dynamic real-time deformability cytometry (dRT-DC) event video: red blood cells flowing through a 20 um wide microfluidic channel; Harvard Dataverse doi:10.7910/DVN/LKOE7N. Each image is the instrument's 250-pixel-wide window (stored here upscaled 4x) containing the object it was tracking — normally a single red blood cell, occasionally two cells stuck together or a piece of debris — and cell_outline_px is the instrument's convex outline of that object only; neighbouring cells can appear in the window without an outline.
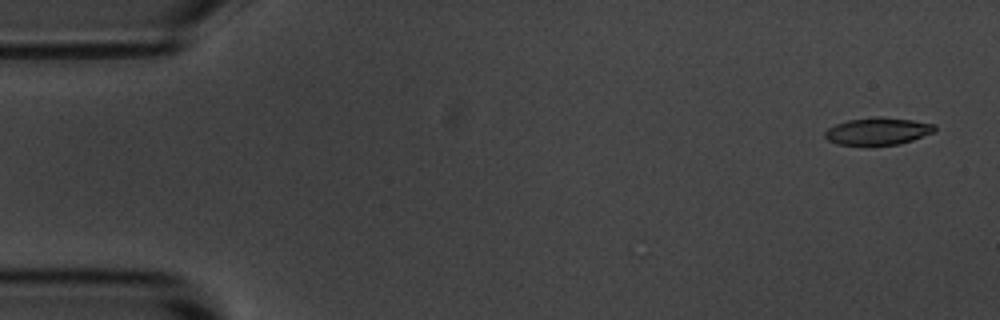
{"species": "common noctule bat (a hibernating species)", "species_latin": "Nyctalus noctula", "temperature_condition": "room temperature", "stored_images_in_passage": 4, "camera_frame_rate_fps": 3000, "um_per_image_px": 0.085, "animal": {"sex": "male", "body_mass_g": 20.1, "forearm_length_mm": 53.5}, "frame": {"image": 1, "passage_image": 1, "time_ms": 0.0, "image_size_px": [1000, 320], "cell_outline_px": [[936, 132], [900, 144], [872, 148], [836, 144], [828, 140], [824, 136], [824, 132], [828, 128], [836, 124], [848, 120], [876, 116], [880, 116], [912, 120], [936, 124]], "centroid_in_image_um": [74.61, 11.19], "position_along_channel_um": 10.4, "area_um2": 18.32}}
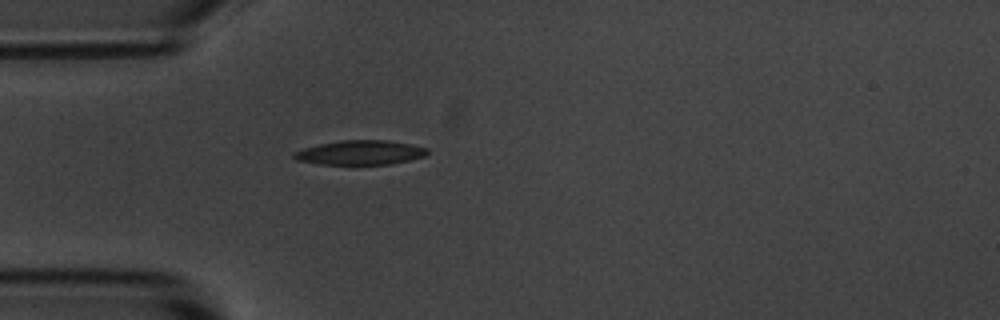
{"frame": {"image": 2, "passage_image": 4, "time_ms": 4.333, "image_size_px": [1000, 320], "cell_outline_px": [[428, 152], [424, 156], [392, 164], [356, 168], [352, 168], [320, 164], [296, 160], [292, 156], [292, 152], [304, 148], [320, 144], [340, 140], [388, 140], [428, 148]], "centroid_in_image_um": [30.56, 13.03], "position_along_channel_um": 54.4, "area_um2": 19.94}}